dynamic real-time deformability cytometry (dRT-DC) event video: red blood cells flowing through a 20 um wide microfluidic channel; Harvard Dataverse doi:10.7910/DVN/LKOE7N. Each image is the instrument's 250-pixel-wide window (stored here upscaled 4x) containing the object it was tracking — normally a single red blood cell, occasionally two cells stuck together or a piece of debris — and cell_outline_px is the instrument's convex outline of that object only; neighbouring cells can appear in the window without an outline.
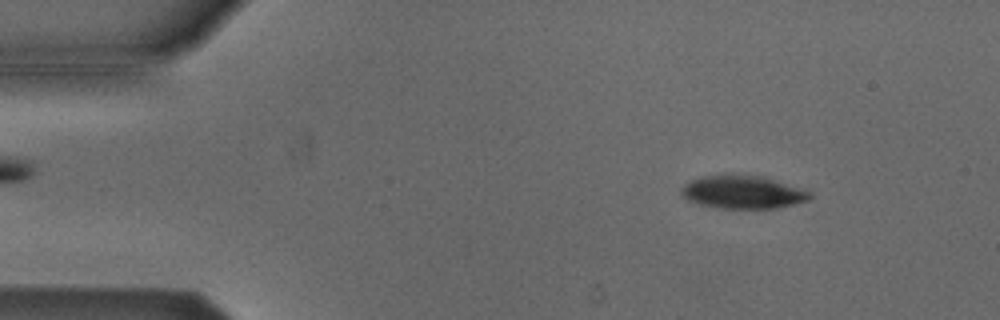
{"species": "Egyptian fruit bat (a non-hibernating species)", "species_latin": "Rousettus aegyptiacus", "temperature_condition": "cold", "stored_images_in_passage": 13, "camera_frame_rate_fps": 3000, "um_per_image_px": 0.085, "animal": {"sex": "male"}, "frame": {"image": 1, "passage_image": 6, "time_ms": 1.667, "image_size_px": [1000, 320], "cell_outline_px": [[812, 196], [808, 200], [776, 208], [716, 208], [700, 204], [688, 200], [680, 192], [680, 188], [684, 184], [692, 180], [704, 176], [728, 172], [732, 172], [764, 176], [808, 192]], "centroid_in_image_um": [63.05, 16.29], "position_along_channel_um": 21.9, "area_um2": 24.91}}